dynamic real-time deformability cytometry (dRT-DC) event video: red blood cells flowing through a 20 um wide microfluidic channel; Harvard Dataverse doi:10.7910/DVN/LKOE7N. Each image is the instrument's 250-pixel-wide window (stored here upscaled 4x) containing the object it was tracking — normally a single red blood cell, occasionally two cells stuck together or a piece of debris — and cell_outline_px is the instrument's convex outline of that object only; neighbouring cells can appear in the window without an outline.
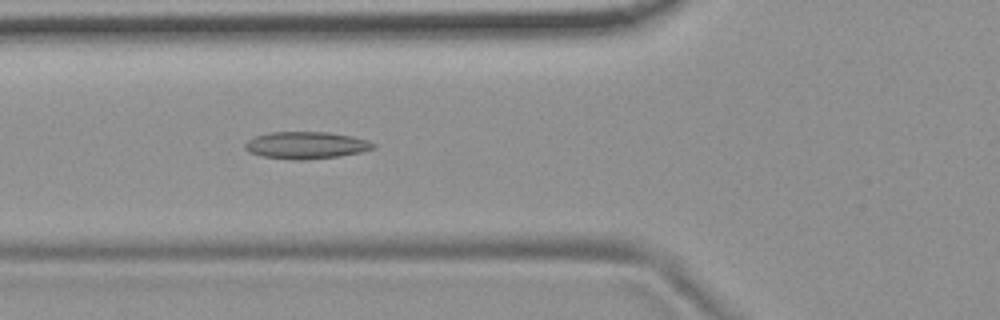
{"species": "common noctule bat (a hibernating species)", "species_latin": "Nyctalus noctula", "temperature_condition": "room temperature", "stored_images_in_passage": 52, "camera_frame_rate_fps": 3000, "um_per_image_px": 0.085, "animal": {"sex": "female", "body_mass_g": 19.9}, "frame": {"image": 1, "passage_image": 18, "time_ms": 5.667, "image_size_px": [1000, 320], "cell_outline_px": [[376, 148], [360, 152], [340, 156], [308, 160], [292, 160], [264, 156], [248, 152], [244, 148], [244, 144], [252, 136], [268, 132], [328, 132], [352, 136], [368, 140], [376, 144]], "centroid_in_image_um": [26.01, 12.34], "position_along_channel_um": 99.8, "area_um2": 20.52}}
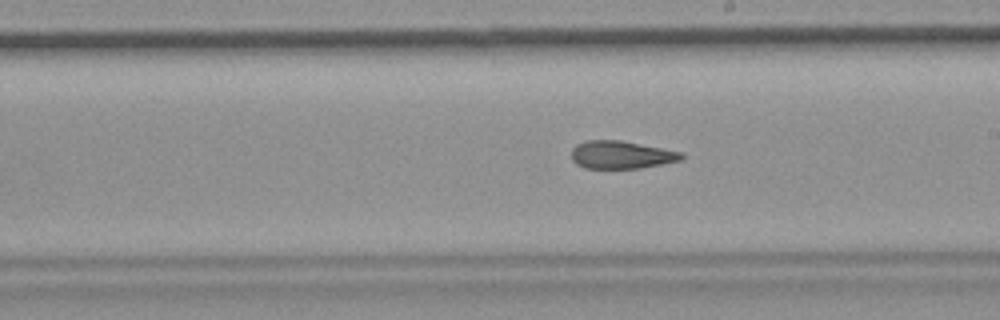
{"frame": {"image": 2, "passage_image": 29, "time_ms": 9.333, "image_size_px": [1000, 320], "cell_outline_px": [[684, 156], [680, 160], [640, 168], [584, 168], [576, 164], [572, 160], [572, 148], [576, 144], [588, 140], [620, 140], [684, 152]], "centroid_in_image_um": [52.79, 13.15], "position_along_channel_um": 236.2, "area_um2": 17.8}}
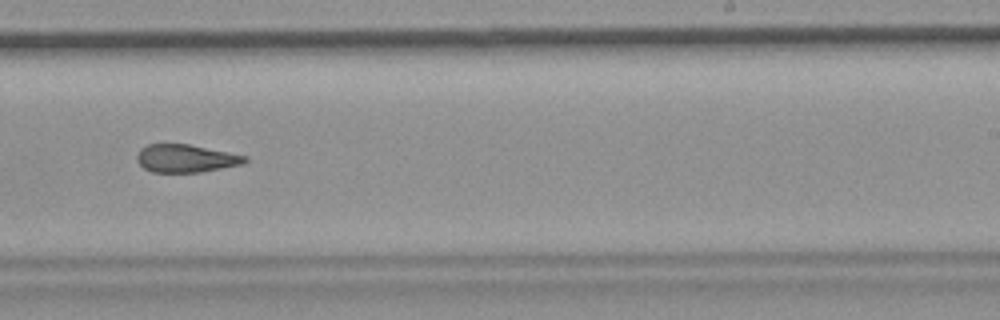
{"frame": {"image": 3, "passage_image": 32, "time_ms": 10.333, "image_size_px": [1000, 320], "cell_outline_px": [[248, 160], [244, 164], [200, 172], [152, 172], [144, 168], [136, 160], [136, 156], [140, 148], [148, 144], [188, 144], [248, 156]], "centroid_in_image_um": [15.79, 13.46], "position_along_channel_um": 273.2, "area_um2": 17.57}, "authors_computed_cell_mechanics": {"area_um2": 19.2763, "velocity_mm_per_s": 3.7295, "shape_relaxation_time_tau1_ms": null, "shape_relaxation_time_tau2_ms": 3.8839, "deformation_change_tau1": null, "deformation_change_tau2": 0.1369}}